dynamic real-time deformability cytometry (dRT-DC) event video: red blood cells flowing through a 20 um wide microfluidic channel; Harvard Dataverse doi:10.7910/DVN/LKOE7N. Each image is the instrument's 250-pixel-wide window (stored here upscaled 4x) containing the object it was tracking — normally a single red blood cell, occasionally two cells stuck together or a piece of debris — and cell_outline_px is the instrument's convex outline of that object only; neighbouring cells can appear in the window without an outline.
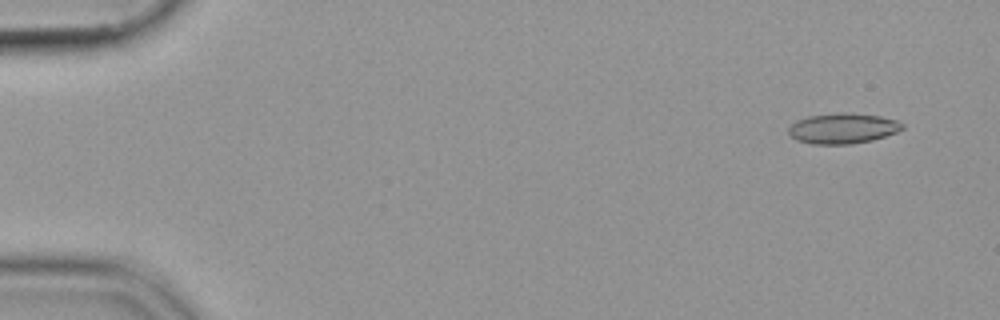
{"species": "common noctule bat (a hibernating species)", "species_latin": "Nyctalus noctula", "temperature_condition": "cold", "stored_images_in_passage": 17, "camera_frame_rate_fps": 3000, "um_per_image_px": 0.085, "animal": {"sex": "female", "body_mass_g": 19.9}, "frame": {"image": 1, "passage_image": 4, "time_ms": 1.0, "image_size_px": [1000, 320], "cell_outline_px": [[904, 128], [896, 132], [872, 140], [852, 144], [812, 144], [796, 140], [788, 132], [788, 128], [796, 120], [808, 116], [840, 112], [844, 112], [880, 116], [896, 120], [904, 124]], "centroid_in_image_um": [71.62, 10.91], "position_along_channel_um": 13.4, "area_um2": 20.17}}
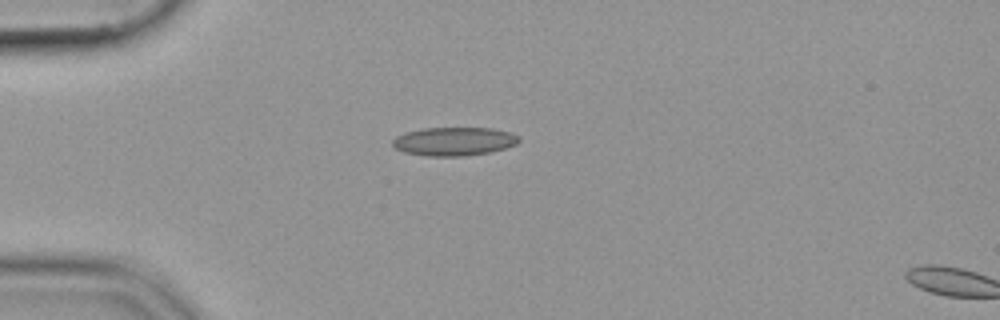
{"frame": {"image": 2, "passage_image": 15, "time_ms": 4.667, "image_size_px": [1000, 320], "cell_outline_px": [[520, 140], [516, 144], [504, 148], [488, 152], [464, 156], [424, 156], [404, 152], [392, 148], [392, 140], [396, 136], [408, 132], [424, 128], [492, 128], [512, 132], [520, 136]], "centroid_in_image_um": [38.58, 12.02], "position_along_channel_um": 46.4, "area_um2": 21.1}}